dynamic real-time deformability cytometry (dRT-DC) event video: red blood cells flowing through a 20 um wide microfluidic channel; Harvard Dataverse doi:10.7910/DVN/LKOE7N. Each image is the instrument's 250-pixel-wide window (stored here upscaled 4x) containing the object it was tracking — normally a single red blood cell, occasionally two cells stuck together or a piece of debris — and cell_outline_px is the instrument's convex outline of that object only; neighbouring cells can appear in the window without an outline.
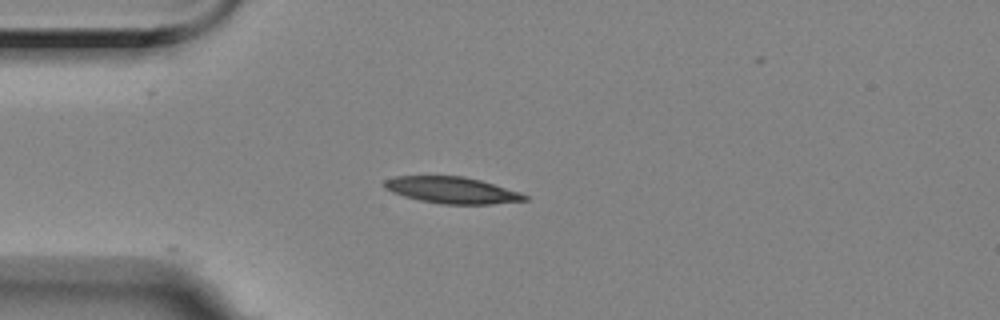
{"species": "Egyptian fruit bat (a non-hibernating species)", "species_latin": "Rousettus aegyptiacus", "temperature_condition": "room temperature", "stored_images_in_passage": 42, "camera_frame_rate_fps": 3000, "um_per_image_px": 0.085, "animal": {"sex": "female"}, "frame": {"image": 1, "passage_image": 1, "time_ms": 0.0, "image_size_px": [1000, 320], "cell_outline_px": [[528, 200], [492, 204], [440, 204], [420, 200], [404, 196], [392, 192], [384, 188], [384, 180], [396, 176], [464, 176], [480, 180], [520, 192], [528, 196]], "centroid_in_image_um": [38.41, 16.16], "position_along_channel_um": 46.6, "area_um2": 21.62}}
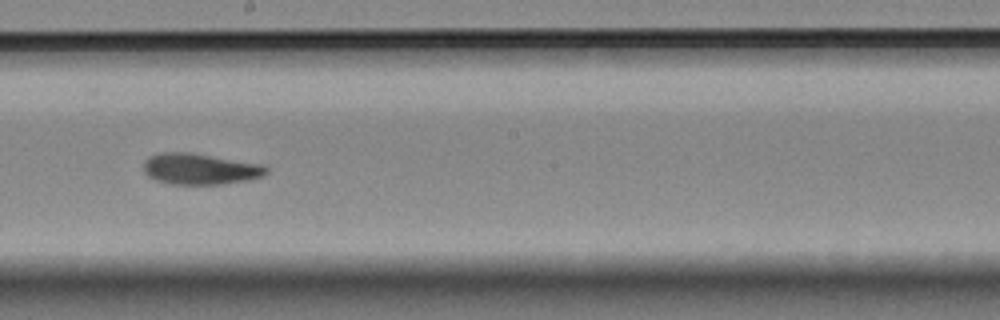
{"frame": {"image": 2, "passage_image": 18, "time_ms": 5.667, "image_size_px": [1000, 320], "cell_outline_px": [[268, 172], [264, 176], [248, 180], [220, 184], [172, 184], [156, 180], [148, 176], [144, 172], [144, 160], [152, 156], [164, 152], [192, 152], [264, 164], [268, 168]], "centroid_in_image_um": [17.05, 14.35], "position_along_channel_um": 231.1, "area_um2": 22.37}}
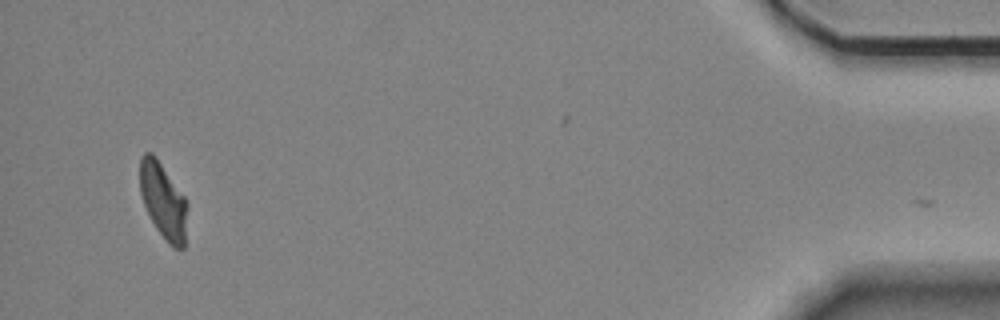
{"frame": {"image": 3, "passage_image": 41, "time_ms": 13.333, "image_size_px": [1000, 320], "cell_outline_px": [[188, 204], [184, 248], [172, 248], [156, 228], [144, 204], [140, 192], [140, 156], [144, 152], [152, 152], [184, 196]], "centroid_in_image_um": [13.88, 17.07], "position_along_channel_um": 421.3, "area_um2": 20.75}, "authors_computed_cell_mechanics": {"area_um2": 22.0218, "velocity_mm_per_s": 3.491, "shape_relaxation_time_tau1_ms": 4.4356, "shape_relaxation_time_tau2_ms": 3.0834, "deformation_change_tau1": 0.1638, "deformation_change_tau2": 0.0906}}